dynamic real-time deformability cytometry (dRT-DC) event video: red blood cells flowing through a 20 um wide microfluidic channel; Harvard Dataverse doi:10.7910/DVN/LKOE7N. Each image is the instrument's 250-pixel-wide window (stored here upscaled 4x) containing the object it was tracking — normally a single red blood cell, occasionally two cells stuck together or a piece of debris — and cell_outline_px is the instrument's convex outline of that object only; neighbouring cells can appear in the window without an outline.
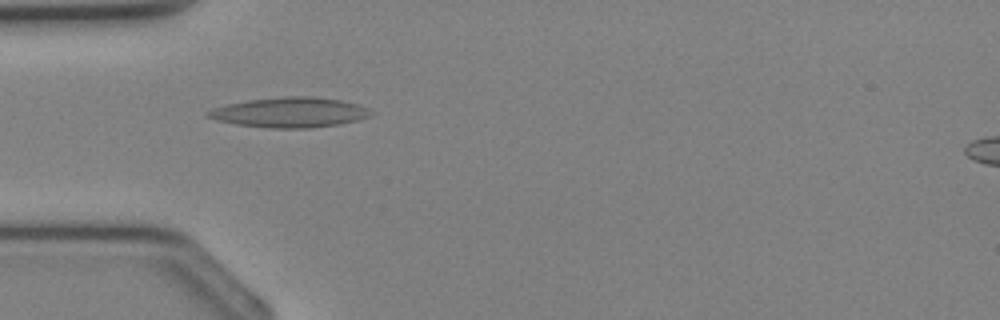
{"species": "Egyptian fruit bat (a non-hibernating species)", "species_latin": "Rousettus aegyptiacus", "temperature_condition": "cold", "stored_images_in_passage": 27, "camera_frame_rate_fps": 3000, "um_per_image_px": 0.085, "animal": {"sex": "female"}, "frame": {"image": 1, "passage_image": 2, "time_ms": 0.333, "image_size_px": [1000, 320], "cell_outline_px": [[376, 112], [372, 116], [340, 124], [308, 128], [268, 128], [236, 124], [216, 120], [204, 116], [204, 112], [212, 108], [228, 104], [248, 100], [284, 96], [312, 96], [340, 100], [360, 104]], "centroid_in_image_um": [24.64, 9.55], "position_along_channel_um": 60.4, "area_um2": 28.84}}
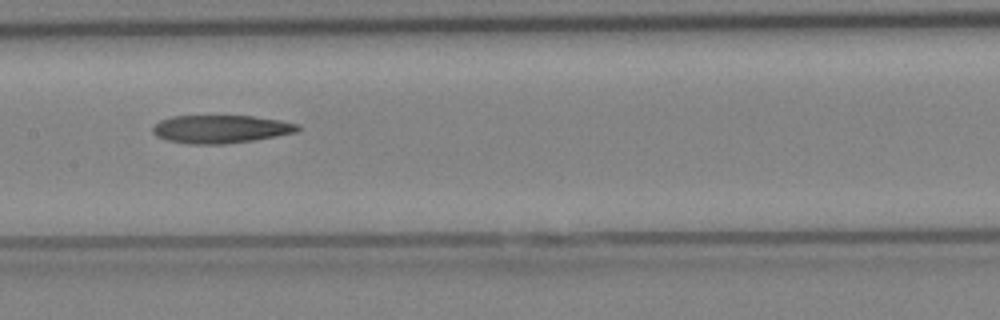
{"frame": {"image": 2, "passage_image": 9, "time_ms": 2.667, "image_size_px": [1000, 320], "cell_outline_px": [[300, 128], [296, 132], [276, 136], [252, 140], [224, 144], [188, 144], [168, 140], [156, 136], [152, 132], [152, 128], [160, 120], [172, 116], [252, 116], [280, 120], [300, 124]], "centroid_in_image_um": [18.76, 10.97], "position_along_channel_um": 188.6, "area_um2": 23.64}}
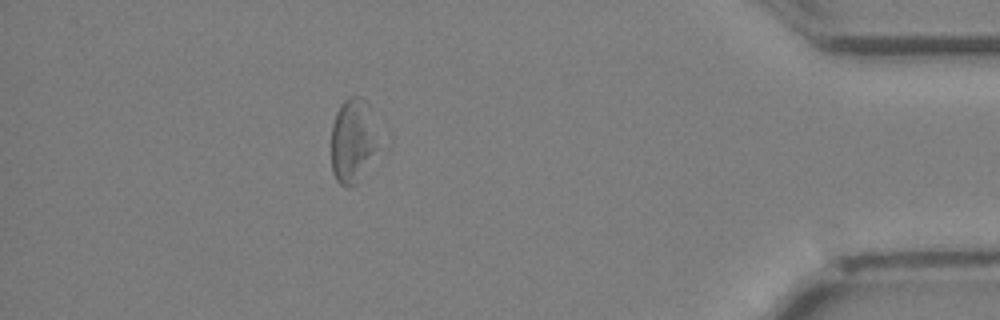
{"frame": {"image": 3, "passage_image": 23, "time_ms": 7.333, "image_size_px": [1000, 320], "cell_outline_px": [[392, 144], [356, 184], [348, 188], [340, 184], [336, 180], [332, 172], [332, 124], [336, 112], [340, 104], [348, 96], [360, 96], [368, 104], [392, 140]], "centroid_in_image_um": [30.29, 11.97], "position_along_channel_um": 404.9, "area_um2": 26.93}}